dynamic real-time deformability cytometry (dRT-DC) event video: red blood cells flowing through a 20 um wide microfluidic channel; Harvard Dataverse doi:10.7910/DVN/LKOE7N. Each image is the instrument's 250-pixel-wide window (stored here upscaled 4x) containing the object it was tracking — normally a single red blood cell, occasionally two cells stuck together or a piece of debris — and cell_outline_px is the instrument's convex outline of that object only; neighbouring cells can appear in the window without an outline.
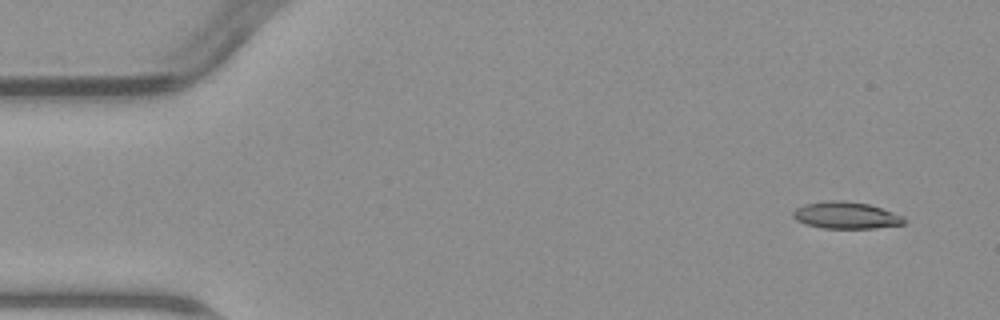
{"species": "common noctule bat (a hibernating species)", "species_latin": "Nyctalus noctula", "temperature_condition": "warm", "stored_images_in_passage": 8, "camera_frame_rate_fps": 3000, "um_per_image_px": 0.085, "animal": {"sex": "male", "body_mass_g": 23.1, "forearm_length_mm": 52.7}, "frame": {"image": 1, "passage_image": 1, "time_ms": 0.0, "image_size_px": [1000, 320], "cell_outline_px": [[908, 220], [904, 224], [876, 228], [824, 228], [804, 224], [796, 220], [792, 216], [792, 212], [796, 208], [804, 204], [824, 200], [844, 200], [868, 204], [904, 216]], "centroid_in_image_um": [71.9, 18.3], "position_along_channel_um": 13.1, "area_um2": 17.57}}
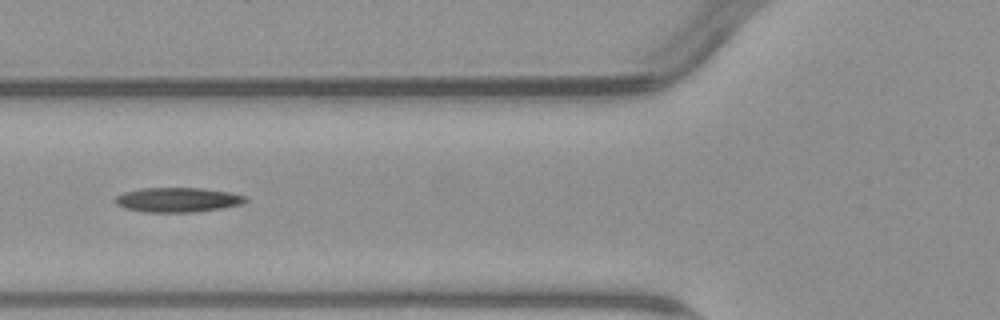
{"frame": {"image": 2, "passage_image": 5, "time_ms": 5.667, "image_size_px": [1000, 320], "cell_outline_px": [[248, 200], [244, 204], [220, 208], [192, 212], [144, 212], [124, 208], [116, 204], [116, 196], [124, 192], [140, 188], [200, 188], [228, 192], [244, 196]], "centroid_in_image_um": [15.08, 16.98], "position_along_channel_um": 110.7, "area_um2": 18.55}}
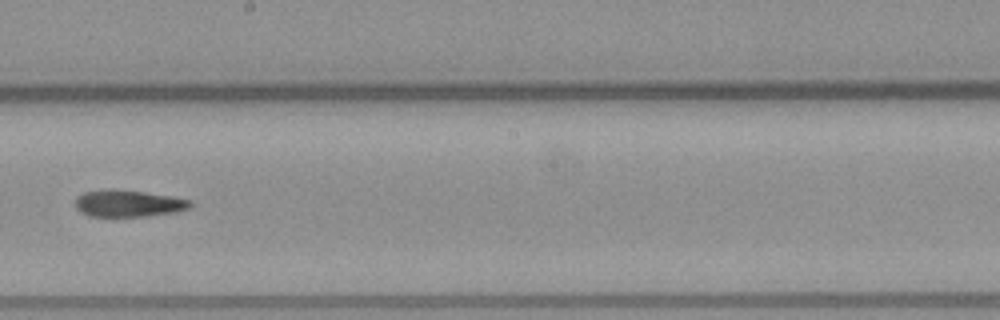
{"frame": {"image": 3, "passage_image": 8, "time_ms": 9.0, "image_size_px": [1000, 320], "cell_outline_px": [[192, 204], [188, 208], [176, 212], [144, 216], [88, 216], [80, 212], [76, 208], [76, 196], [84, 192], [108, 188], [112, 188], [144, 192], [172, 196], [192, 200]], "centroid_in_image_um": [10.88, 17.28], "position_along_channel_um": 237.3, "area_um2": 18.09}}